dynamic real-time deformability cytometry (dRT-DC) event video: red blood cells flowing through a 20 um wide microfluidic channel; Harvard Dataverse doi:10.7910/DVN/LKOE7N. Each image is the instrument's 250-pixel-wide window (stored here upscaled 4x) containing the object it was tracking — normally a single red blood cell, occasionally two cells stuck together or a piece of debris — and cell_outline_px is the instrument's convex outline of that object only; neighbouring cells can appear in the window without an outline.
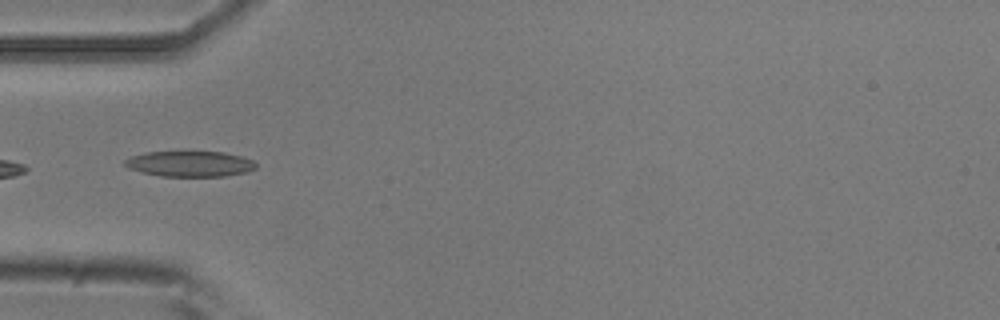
{"species": "common noctule bat (a hibernating species)", "species_latin": "Nyctalus noctula", "temperature_condition": "room temperature", "stored_images_in_passage": 8, "camera_frame_rate_fps": 3000, "um_per_image_px": 0.085, "animal": {"sex": "male", "body_mass_g": 20.5, "forearm_length_mm": 52.5}, "frame": {"image": 1, "passage_image": 4, "time_ms": 1.0, "image_size_px": [1000, 320], "cell_outline_px": [[256, 168], [244, 172], [224, 176], [160, 176], [128, 168], [124, 164], [124, 160], [132, 156], [144, 152], [188, 148], [224, 152], [240, 156], [252, 160], [256, 164]], "centroid_in_image_um": [16.1, 13.86], "position_along_channel_um": 68.9, "area_um2": 20.46}}
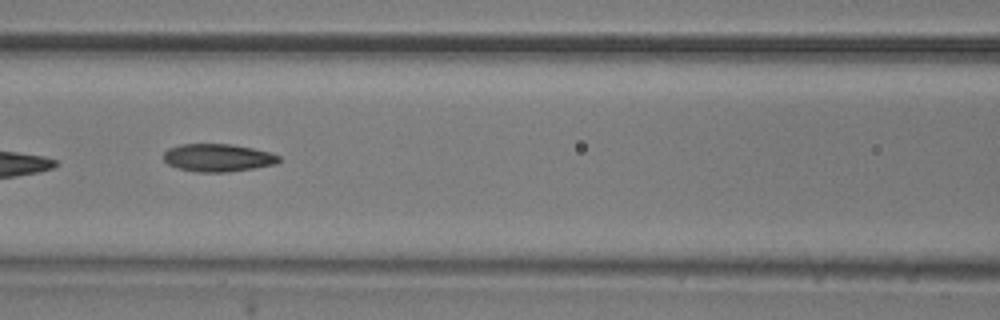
{"frame": {"image": 2, "passage_image": 6, "time_ms": 1.667, "image_size_px": [1000, 320], "cell_outline_px": [[280, 160], [276, 164], [228, 172], [196, 172], [180, 168], [168, 164], [164, 160], [164, 152], [168, 148], [180, 144], [232, 144], [252, 148], [268, 152], [280, 156]], "centroid_in_image_um": [18.51, 13.4], "position_along_channel_um": 148.1, "area_um2": 18.55}}
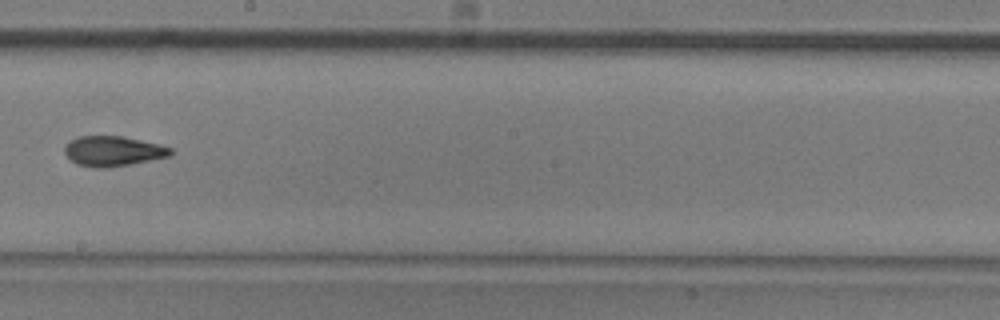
{"frame": {"image": 3, "passage_image": 8, "time_ms": 2.333, "image_size_px": [1000, 320], "cell_outline_px": [[172, 156], [108, 168], [92, 168], [76, 164], [64, 152], [64, 148], [72, 140], [80, 136], [120, 136], [160, 144], [172, 148]], "centroid_in_image_um": [9.63, 12.86], "position_along_channel_um": 238.6, "area_um2": 18.5}}